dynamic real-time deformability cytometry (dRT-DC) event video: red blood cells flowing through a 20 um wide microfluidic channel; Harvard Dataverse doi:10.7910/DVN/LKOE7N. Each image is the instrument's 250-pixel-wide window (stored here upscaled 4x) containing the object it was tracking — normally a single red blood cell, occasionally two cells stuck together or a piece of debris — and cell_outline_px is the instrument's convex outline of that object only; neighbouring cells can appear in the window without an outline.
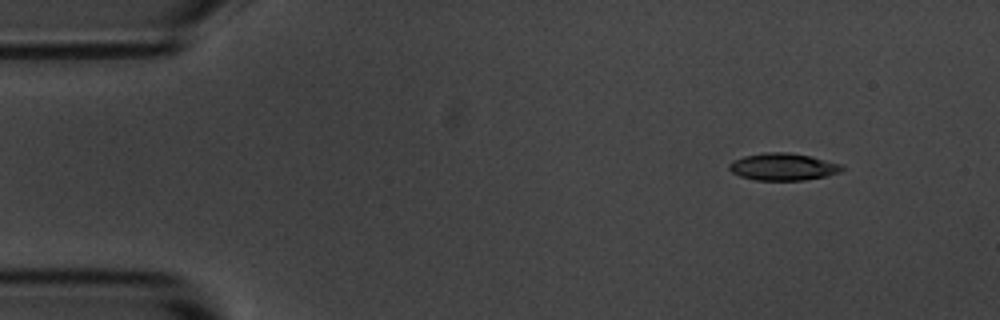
{"species": "common noctule bat (a hibernating species)", "species_latin": "Nyctalus noctula", "temperature_condition": "room temperature", "stored_images_in_passage": 6, "camera_frame_rate_fps": 3000, "um_per_image_px": 0.085, "animal": {"sex": "male", "body_mass_g": 20.1, "forearm_length_mm": 53.5}, "frame": {"image": 1, "passage_image": 1, "time_ms": 0.0, "image_size_px": [1000, 320], "cell_outline_px": [[844, 168], [840, 172], [824, 176], [804, 180], [752, 180], [740, 176], [732, 172], [728, 168], [728, 164], [732, 160], [744, 156], [764, 152], [792, 152], [812, 156], [844, 164]], "centroid_in_image_um": [66.56, 14.16], "position_along_channel_um": 18.4, "area_um2": 18.15}}
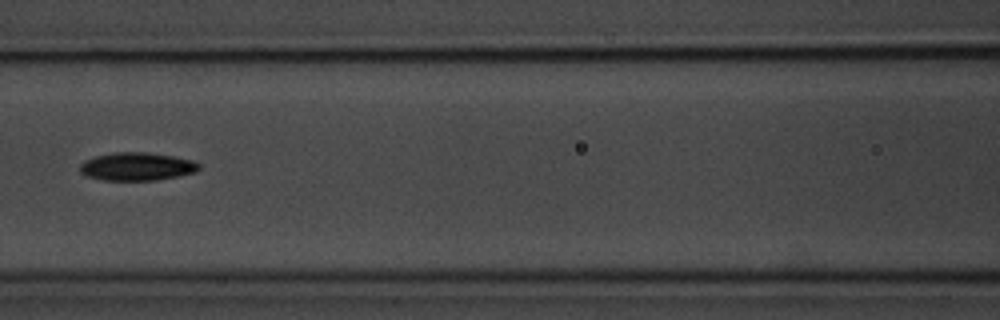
{"frame": {"image": 2, "passage_image": 6, "time_ms": 1.667, "image_size_px": [1000, 320], "cell_outline_px": [[200, 168], [196, 172], [156, 180], [100, 180], [84, 176], [80, 172], [80, 164], [84, 160], [96, 156], [116, 152], [148, 152], [196, 160], [200, 164]], "centroid_in_image_um": [11.63, 14.15], "position_along_channel_um": 155.0, "area_um2": 19.65}}